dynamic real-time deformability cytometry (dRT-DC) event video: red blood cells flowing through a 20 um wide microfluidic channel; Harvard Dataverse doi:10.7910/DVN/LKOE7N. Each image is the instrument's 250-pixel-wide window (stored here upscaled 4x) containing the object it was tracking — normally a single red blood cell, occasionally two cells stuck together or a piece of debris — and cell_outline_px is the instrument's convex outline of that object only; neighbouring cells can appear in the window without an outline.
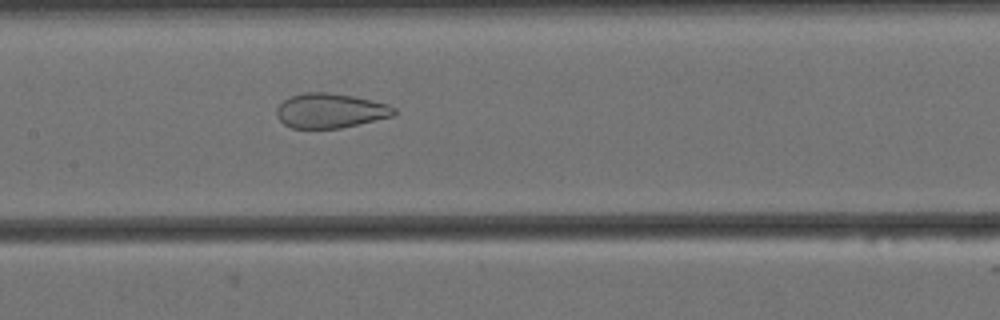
{"species": "Egyptian fruit bat (a non-hibernating species)", "species_latin": "Rousettus aegyptiacus", "temperature_condition": "cold", "stored_images_in_passage": 57, "camera_frame_rate_fps": 3000, "um_per_image_px": 0.085, "animal": {"sex": "female"}, "frame": {"image": 1, "passage_image": 26, "time_ms": 8.333, "image_size_px": [1000, 320], "cell_outline_px": [[396, 116], [340, 128], [292, 128], [284, 124], [276, 116], [276, 108], [284, 100], [292, 96], [304, 92], [324, 92], [352, 96], [388, 104], [396, 108]], "centroid_in_image_um": [28.09, 9.41], "position_along_channel_um": 179.3, "area_um2": 23.7}}
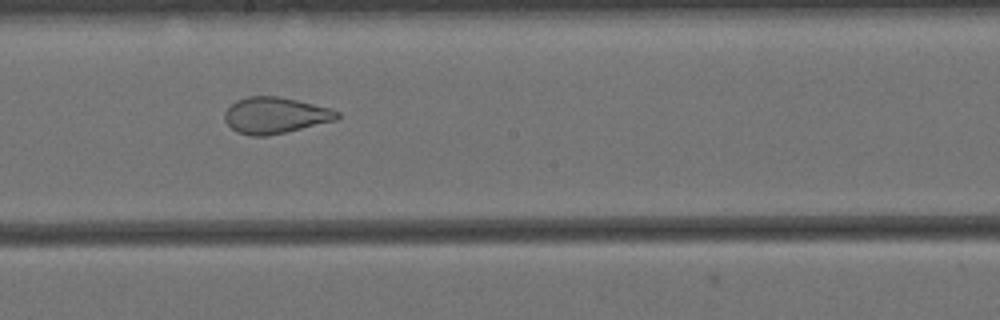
{"frame": {"image": 2, "passage_image": 30, "time_ms": 9.667, "image_size_px": [1000, 320], "cell_outline_px": [[340, 116], [336, 120], [284, 132], [264, 136], [248, 136], [236, 132], [224, 120], [224, 112], [236, 100], [248, 96], [276, 96], [296, 100], [328, 108], [340, 112]], "centroid_in_image_um": [23.35, 9.81], "position_along_channel_um": 224.9, "area_um2": 23.52}}
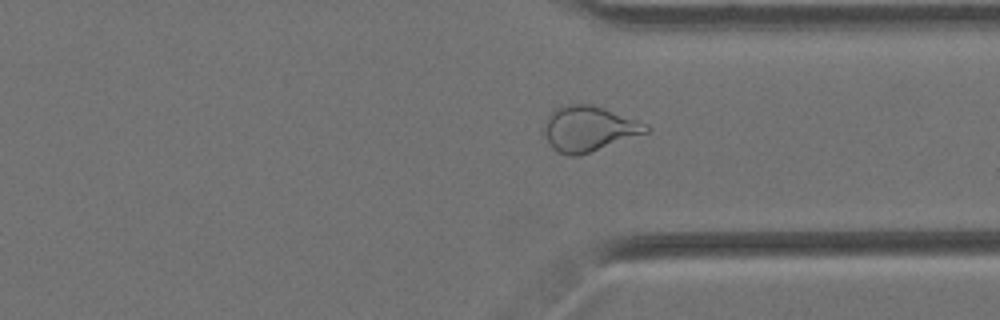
{"frame": {"image": 3, "passage_image": 42, "time_ms": 13.667, "image_size_px": [1000, 320], "cell_outline_px": [[652, 128], [648, 132], [576, 156], [572, 156], [560, 152], [552, 148], [544, 132], [544, 124], [548, 116], [556, 108], [568, 104], [592, 104], [604, 108], [648, 124]], "centroid_in_image_um": [50.06, 10.92], "position_along_channel_um": 361.3, "area_um2": 26.41}, "authors_computed_cell_mechanics": {"area_um2": 29.3046, "velocity_mm_per_s": 3.4248, "shape_relaxation_time_tau1_ms": null, "shape_relaxation_time_tau2_ms": 1.324, "deformation_change_tau1": null, "deformation_change_tau2": 0.0831}}